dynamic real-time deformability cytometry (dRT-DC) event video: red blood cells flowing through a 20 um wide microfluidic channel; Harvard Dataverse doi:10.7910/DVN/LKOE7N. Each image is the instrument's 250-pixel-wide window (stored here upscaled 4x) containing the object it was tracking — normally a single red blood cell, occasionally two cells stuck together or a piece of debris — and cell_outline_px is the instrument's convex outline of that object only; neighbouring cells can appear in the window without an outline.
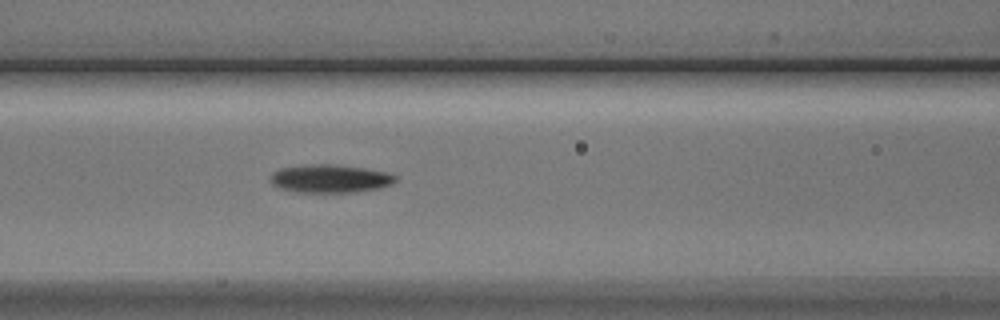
{"species": "Egyptian fruit bat (a non-hibernating species)", "species_latin": "Rousettus aegyptiacus", "temperature_condition": "cold", "stored_images_in_passage": 8, "camera_frame_rate_fps": 3000, "um_per_image_px": 0.085, "animal": {"sex": "male"}, "frame": {"image": 1, "passage_image": 7, "time_ms": 7.333, "image_size_px": [1000, 320], "cell_outline_px": [[396, 180], [392, 184], [380, 188], [352, 192], [296, 192], [276, 188], [268, 180], [268, 176], [272, 172], [280, 168], [312, 164], [332, 164], [364, 168], [388, 172], [396, 176]], "centroid_in_image_um": [27.99, 15.18], "position_along_channel_um": 138.6, "area_um2": 20.75}}